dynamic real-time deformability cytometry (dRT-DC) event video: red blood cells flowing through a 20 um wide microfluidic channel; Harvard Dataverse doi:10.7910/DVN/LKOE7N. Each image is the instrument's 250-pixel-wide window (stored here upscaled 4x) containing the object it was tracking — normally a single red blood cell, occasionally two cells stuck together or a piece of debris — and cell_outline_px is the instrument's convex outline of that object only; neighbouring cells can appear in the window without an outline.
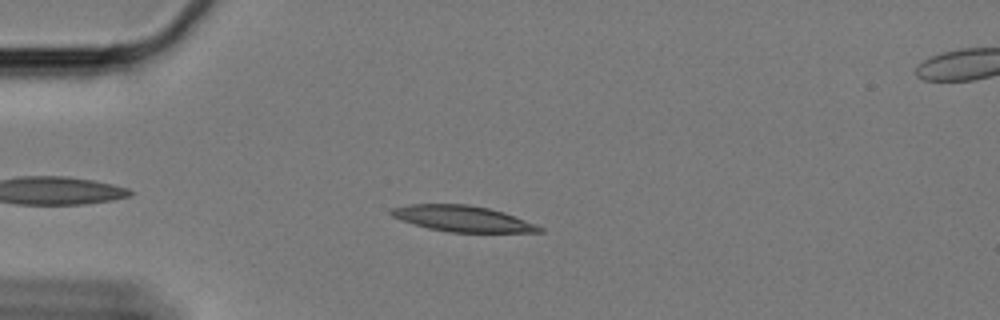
{"species": "Egyptian fruit bat (a non-hibernating species)", "species_latin": "Rousettus aegyptiacus", "temperature_condition": "cold", "stored_images_in_passage": 47, "camera_frame_rate_fps": 3000, "um_per_image_px": 0.085, "animal": {"sex": "female"}, "frame": {"image": 1, "passage_image": 7, "time_ms": 2.0, "image_size_px": [1000, 320], "cell_outline_px": [[544, 232], [448, 232], [428, 228], [400, 220], [392, 216], [388, 212], [392, 208], [408, 204], [468, 204], [488, 208], [504, 212], [536, 224], [544, 228]], "centroid_in_image_um": [39.31, 18.58], "position_along_channel_um": 45.7, "area_um2": 22.43}}
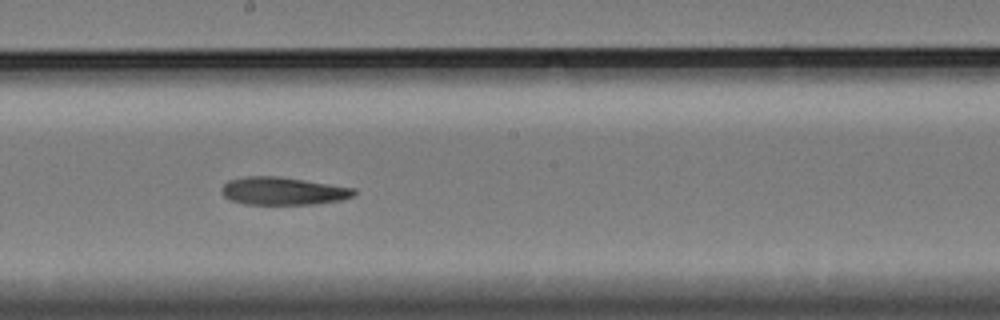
{"frame": {"image": 2, "passage_image": 25, "time_ms": 8.0, "image_size_px": [1000, 320], "cell_outline_px": [[356, 196], [340, 200], [316, 204], [244, 204], [228, 200], [220, 192], [220, 188], [228, 180], [244, 176], [280, 176], [356, 188]], "centroid_in_image_um": [24.04, 16.23], "position_along_channel_um": 224.2, "area_um2": 21.79}}
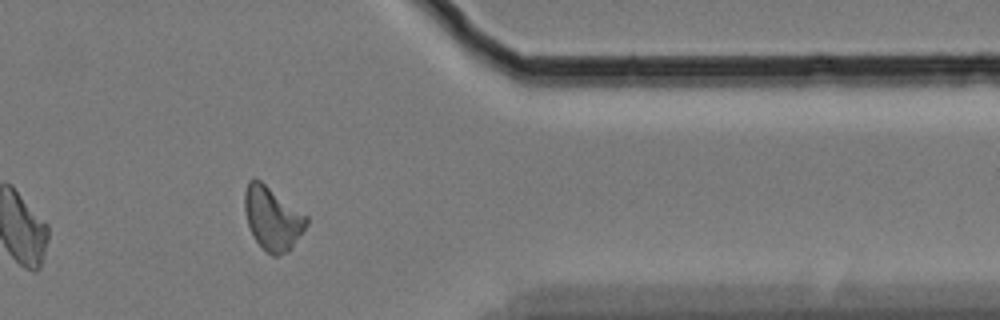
{"frame": {"image": 3, "passage_image": 41, "time_ms": 13.333, "image_size_px": [1000, 320], "cell_outline_px": [[308, 224], [292, 248], [288, 252], [276, 256], [272, 256], [256, 240], [248, 224], [244, 208], [244, 192], [248, 180], [260, 180], [308, 216]], "centroid_in_image_um": [23.18, 18.56], "position_along_channel_um": 388.2, "area_um2": 22.6}}